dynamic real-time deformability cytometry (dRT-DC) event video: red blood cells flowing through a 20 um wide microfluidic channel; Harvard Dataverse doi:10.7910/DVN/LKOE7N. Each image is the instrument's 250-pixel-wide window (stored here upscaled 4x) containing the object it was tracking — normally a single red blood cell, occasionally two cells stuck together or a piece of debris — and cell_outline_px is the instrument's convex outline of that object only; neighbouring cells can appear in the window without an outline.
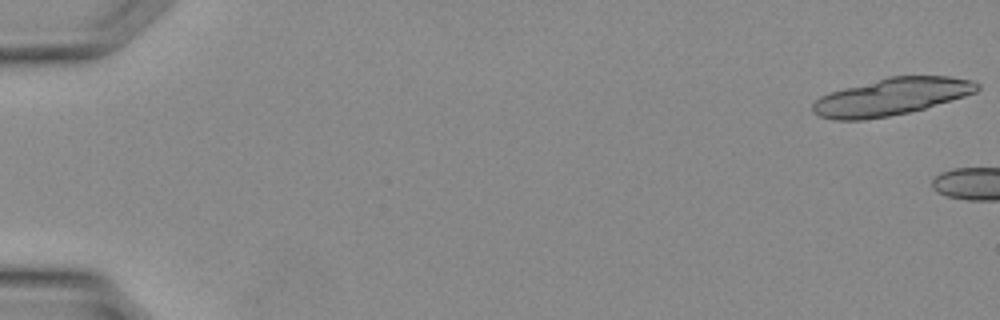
{"species": "Egyptian fruit bat (a non-hibernating species)", "species_latin": "Rousettus aegyptiacus", "temperature_condition": "warm", "stored_images_in_passage": 4, "camera_frame_rate_fps": 3000, "um_per_image_px": 0.085, "animal": {"sex": "female"}, "frame": {"image": 1, "passage_image": 1, "time_ms": 0.0, "image_size_px": [1000, 320], "cell_outline_px": [[980, 88], [976, 92], [964, 96], [924, 108], [908, 112], [888, 116], [864, 120], [836, 120], [820, 116], [812, 112], [812, 104], [820, 96], [844, 88], [888, 76], [948, 76], [972, 80], [980, 84]], "centroid_in_image_um": [75.76, 8.22], "position_along_channel_um": 9.2, "area_um2": 35.37}}